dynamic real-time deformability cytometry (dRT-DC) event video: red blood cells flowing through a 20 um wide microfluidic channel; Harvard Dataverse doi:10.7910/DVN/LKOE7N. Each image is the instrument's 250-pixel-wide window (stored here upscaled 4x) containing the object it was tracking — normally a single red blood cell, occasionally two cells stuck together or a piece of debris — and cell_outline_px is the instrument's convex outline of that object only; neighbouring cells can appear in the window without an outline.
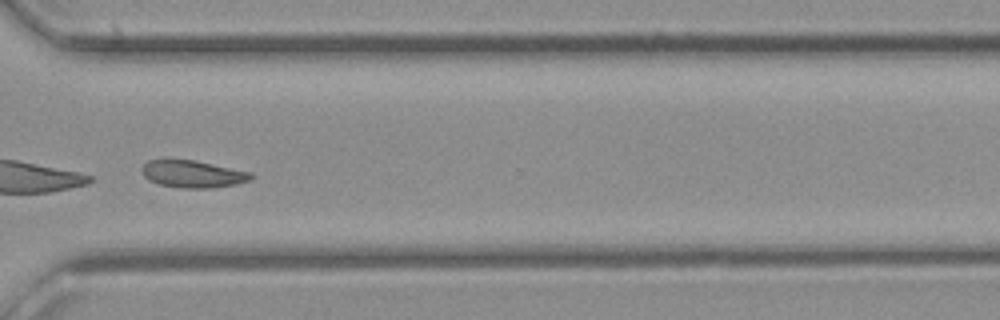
{"species": "common noctule bat (a hibernating species)", "species_latin": "Nyctalus noctula", "temperature_condition": "cold", "stored_images_in_passage": 25, "camera_frame_rate_fps": 3000, "um_per_image_px": 0.085, "animal": {"sex": "female", "body_mass_g": 21.9}, "frame": {"image": 1, "passage_image": 18, "time_ms": 5.667, "image_size_px": [1000, 320], "cell_outline_px": [[252, 180], [236, 184], [212, 188], [180, 188], [160, 184], [148, 180], [144, 176], [140, 168], [148, 160], [164, 156], [192, 160], [252, 172]], "centroid_in_image_um": [16.31, 14.75], "position_along_channel_um": 354.3, "area_um2": 17.86}}